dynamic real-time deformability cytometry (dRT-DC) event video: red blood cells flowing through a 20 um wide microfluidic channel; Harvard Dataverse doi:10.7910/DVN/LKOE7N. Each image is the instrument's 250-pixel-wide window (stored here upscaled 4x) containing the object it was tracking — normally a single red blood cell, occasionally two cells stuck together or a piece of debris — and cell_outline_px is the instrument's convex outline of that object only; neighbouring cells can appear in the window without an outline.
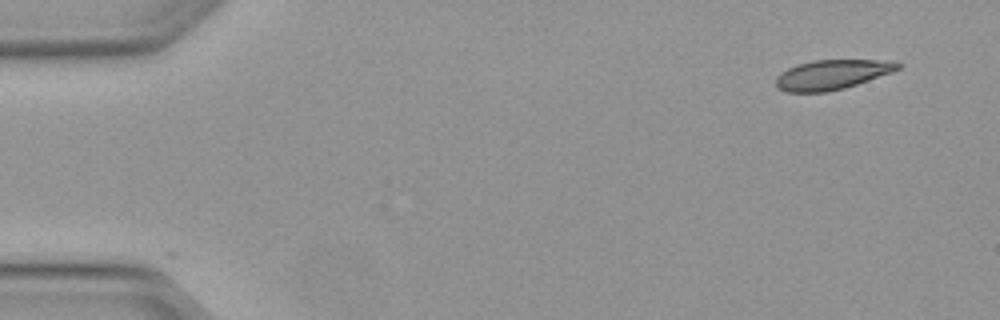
{"species": "Egyptian fruit bat (a non-hibernating species)", "species_latin": "Rousettus aegyptiacus", "temperature_condition": "warm", "stored_images_in_passage": 47, "camera_frame_rate_fps": 3000, "um_per_image_px": 0.085, "animal": {"sex": "female"}, "frame": {"image": 1, "passage_image": 1, "time_ms": 0.0, "image_size_px": [1000, 320], "cell_outline_px": [[904, 64], [900, 68], [892, 72], [844, 88], [828, 92], [788, 92], [776, 88], [776, 76], [780, 72], [788, 68], [812, 60], [876, 60]], "centroid_in_image_um": [70.67, 6.35], "position_along_channel_um": 14.3, "area_um2": 20.92}}
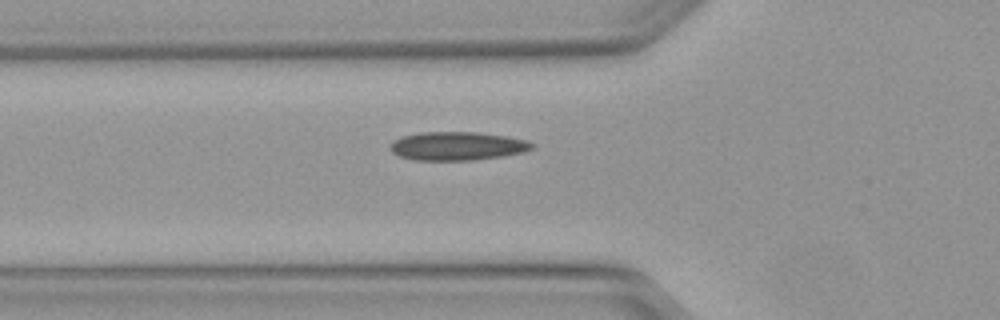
{"frame": {"image": 2, "passage_image": 15, "time_ms": 4.667, "image_size_px": [1000, 320], "cell_outline_px": [[536, 144], [532, 148], [524, 152], [504, 156], [472, 160], [416, 160], [400, 156], [392, 152], [388, 144], [392, 140], [400, 136], [420, 132], [476, 132], [508, 136], [524, 140]], "centroid_in_image_um": [38.84, 12.4], "position_along_channel_um": 87.0, "area_um2": 23.76}}
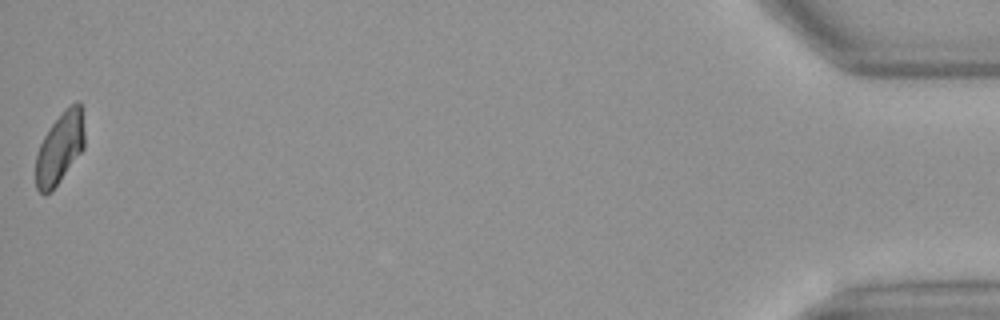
{"frame": {"image": 3, "passage_image": 47, "time_ms": 15.333, "image_size_px": [1000, 320], "cell_outline_px": [[84, 148], [52, 192], [44, 196], [36, 188], [36, 156], [40, 144], [44, 136], [52, 124], [64, 108], [76, 100], [80, 100], [84, 132]], "centroid_in_image_um": [5.08, 12.59], "position_along_channel_um": 430.1, "area_um2": 20.4}, "authors_computed_cell_mechanics": {"area_um2": 21.9062, "velocity_mm_per_s": 4.1251, "shape_relaxation_time_tau1_ms": null, "shape_relaxation_time_tau2_ms": 4.2693, "deformation_change_tau1": null, "deformation_change_tau2": 0.0903}}